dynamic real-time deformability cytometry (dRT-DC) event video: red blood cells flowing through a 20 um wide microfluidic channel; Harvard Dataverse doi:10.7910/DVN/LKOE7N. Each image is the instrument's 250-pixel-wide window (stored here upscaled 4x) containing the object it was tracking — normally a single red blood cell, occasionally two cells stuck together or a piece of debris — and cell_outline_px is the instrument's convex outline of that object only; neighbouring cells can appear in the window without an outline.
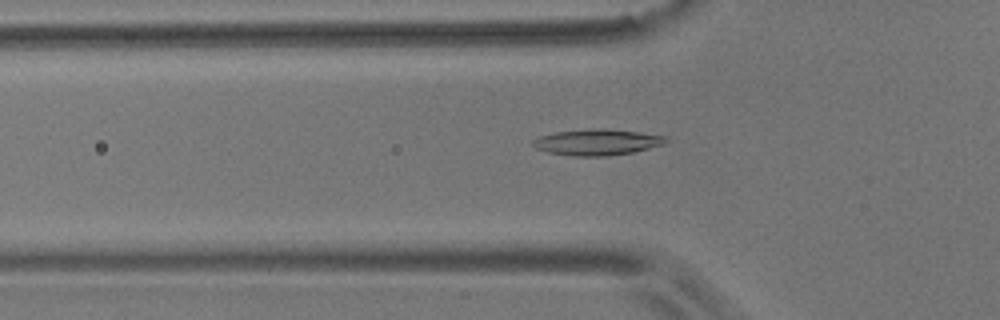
{"species": "common noctule bat (a hibernating species)", "species_latin": "Nyctalus noctula", "temperature_condition": "room temperature", "stored_images_in_passage": 39, "camera_frame_rate_fps": 3000, "um_per_image_px": 0.085, "animal": {"sex": "male", "body_mass_g": 17.9}, "frame": {"image": 1, "passage_image": 7, "time_ms": 2.0, "image_size_px": [1000, 320], "cell_outline_px": [[668, 140], [664, 144], [632, 152], [604, 156], [572, 156], [548, 152], [536, 148], [532, 144], [532, 140], [540, 136], [556, 132], [636, 132], [664, 136]], "centroid_in_image_um": [50.71, 12.15], "position_along_channel_um": 75.1, "area_um2": 18.61}}
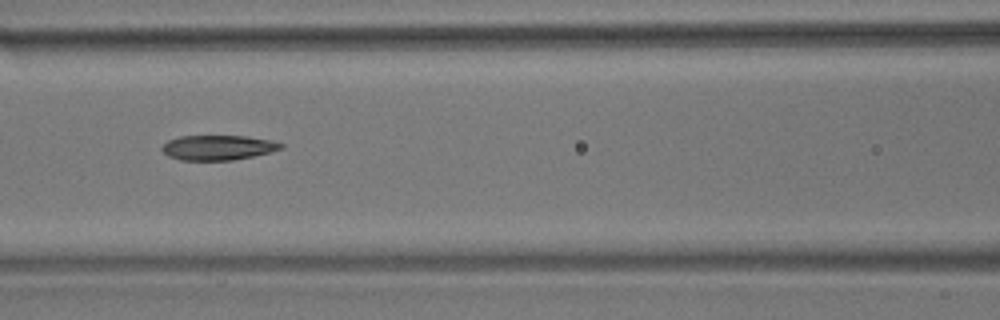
{"frame": {"image": 2, "passage_image": 13, "time_ms": 4.0, "image_size_px": [1000, 320], "cell_outline_px": [[284, 148], [252, 156], [232, 160], [180, 160], [168, 156], [160, 148], [168, 140], [180, 136], [248, 136], [272, 140], [284, 144]], "centroid_in_image_um": [18.53, 12.54], "position_along_channel_um": 148.1, "area_um2": 17.22}}
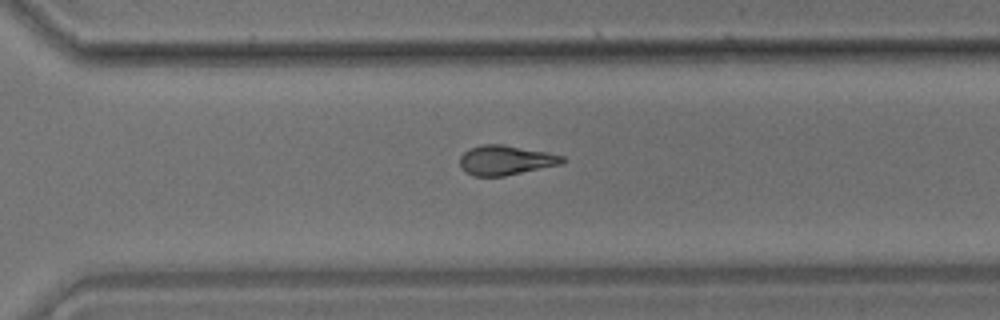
{"frame": {"image": 3, "passage_image": 28, "time_ms": 9.0, "image_size_px": [1000, 320], "cell_outline_px": [[568, 160], [564, 164], [504, 176], [472, 176], [464, 172], [460, 168], [460, 156], [464, 152], [480, 144], [500, 144], [548, 152], [564, 156]], "centroid_in_image_um": [43.01, 13.63], "position_along_channel_um": 327.6, "area_um2": 17.98}, "authors_computed_cell_mechanics": {"area_um2": 17.8024, "velocity_mm_per_s": 3.6023, "shape_relaxation_time_tau1_ms": 7.66, "shape_relaxation_time_tau2_ms": 9.3484, "deformation_change_tau1": 0.192, "deformation_change_tau2": 0.1525}}